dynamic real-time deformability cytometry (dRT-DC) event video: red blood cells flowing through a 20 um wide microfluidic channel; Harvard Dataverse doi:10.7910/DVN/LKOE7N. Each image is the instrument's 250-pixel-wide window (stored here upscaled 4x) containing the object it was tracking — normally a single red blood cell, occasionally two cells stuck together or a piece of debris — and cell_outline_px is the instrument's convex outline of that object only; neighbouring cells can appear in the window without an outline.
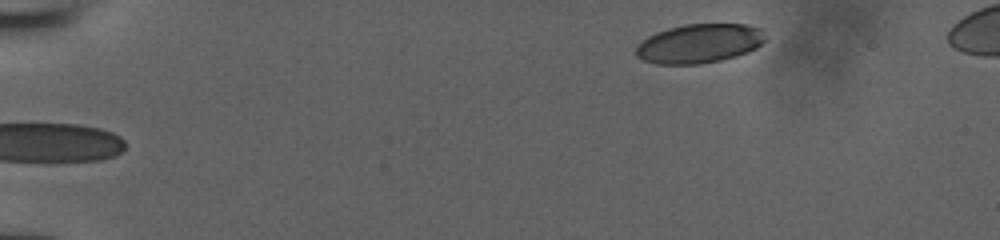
{"species": "human", "species_latin": "Homo sapiens", "temperature_condition": "room temperature", "stored_images_in_passage": 8, "camera_frame_rate_fps": 3000, "um_per_image_px": 0.085, "donor": {"sex": "male"}, "frame": {"image": 1, "passage_image": 8, "time_ms": 2.333, "image_size_px": [1000, 240], "cell_outline_px": [[764, 40], [756, 48], [748, 52], [736, 56], [720, 60], [700, 64], [656, 64], [644, 60], [636, 56], [636, 44], [648, 36], [656, 32], [668, 28], [684, 24], [748, 24], [764, 28]], "centroid_in_image_um": [59.44, 3.69], "position_along_channel_um": 25.6, "area_um2": 29.71}}